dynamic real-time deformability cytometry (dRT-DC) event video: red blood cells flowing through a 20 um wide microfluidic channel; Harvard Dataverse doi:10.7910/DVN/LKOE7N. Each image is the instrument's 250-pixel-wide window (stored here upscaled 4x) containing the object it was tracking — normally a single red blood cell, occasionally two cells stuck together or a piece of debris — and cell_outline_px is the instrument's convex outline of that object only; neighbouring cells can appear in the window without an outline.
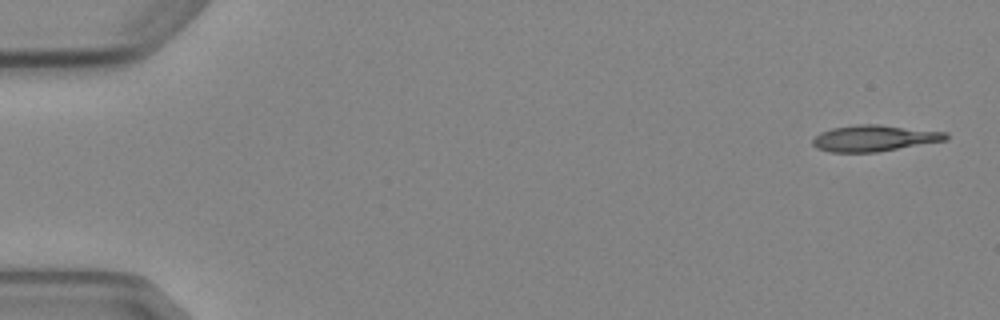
{"species": "Egyptian fruit bat (a non-hibernating species)", "species_latin": "Rousettus aegyptiacus", "temperature_condition": "cold", "stored_images_in_passage": 6, "segment_of_instrument_passage": [1, 2], "camera_frame_rate_fps": 3000, "um_per_image_px": 0.085, "animal": {"sex": "female"}, "frame": {"image": 1, "passage_image": 1, "time_ms": 0.0, "image_size_px": [1000, 320], "cell_outline_px": [[948, 140], [876, 152], [828, 152], [816, 148], [812, 144], [812, 140], [820, 132], [832, 128], [856, 124], [880, 124], [948, 132]], "centroid_in_image_um": [74.31, 11.74], "position_along_channel_um": 10.7, "area_um2": 20.52}}
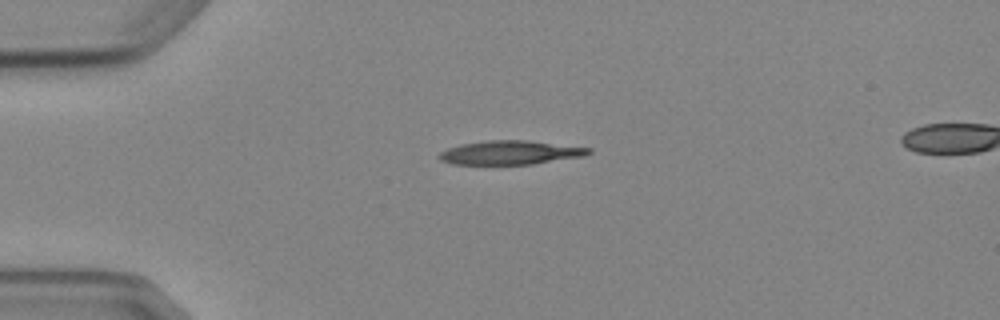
{"frame": {"image": 2, "passage_image": 4, "time_ms": 3.667, "image_size_px": [1000, 320], "cell_outline_px": [[592, 152], [584, 156], [532, 164], [452, 164], [440, 160], [436, 156], [440, 152], [448, 148], [460, 144], [488, 140], [528, 140], [592, 148]], "centroid_in_image_um": [43.36, 12.96], "position_along_channel_um": 41.6, "area_um2": 20.87}}